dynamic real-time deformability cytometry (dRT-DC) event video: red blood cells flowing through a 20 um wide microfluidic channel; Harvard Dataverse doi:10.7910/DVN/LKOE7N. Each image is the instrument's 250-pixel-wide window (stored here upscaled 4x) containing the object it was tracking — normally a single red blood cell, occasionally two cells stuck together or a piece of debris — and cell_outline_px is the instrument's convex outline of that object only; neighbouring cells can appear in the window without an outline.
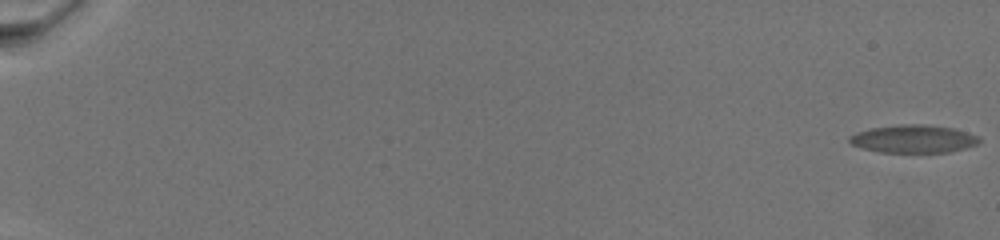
{"species": "common noctule bat (a hibernating species)", "species_latin": "Nyctalus noctula", "temperature_condition": "warm", "stored_images_in_passage": 22, "camera_frame_rate_fps": 3000, "um_per_image_px": 0.085, "animal": {"sex": "female", "body_mass_g": 19.5, "forearm_length_mm": 54.1}, "frame": {"image": 1, "passage_image": 1, "time_ms": 0.0, "image_size_px": [1000, 240], "cell_outline_px": [[980, 144], [948, 152], [880, 152], [860, 148], [852, 144], [848, 140], [848, 136], [856, 132], [872, 128], [900, 124], [924, 124], [952, 128], [980, 136]], "centroid_in_image_um": [77.63, 11.8], "position_along_channel_um": 7.4, "area_um2": 21.15}}